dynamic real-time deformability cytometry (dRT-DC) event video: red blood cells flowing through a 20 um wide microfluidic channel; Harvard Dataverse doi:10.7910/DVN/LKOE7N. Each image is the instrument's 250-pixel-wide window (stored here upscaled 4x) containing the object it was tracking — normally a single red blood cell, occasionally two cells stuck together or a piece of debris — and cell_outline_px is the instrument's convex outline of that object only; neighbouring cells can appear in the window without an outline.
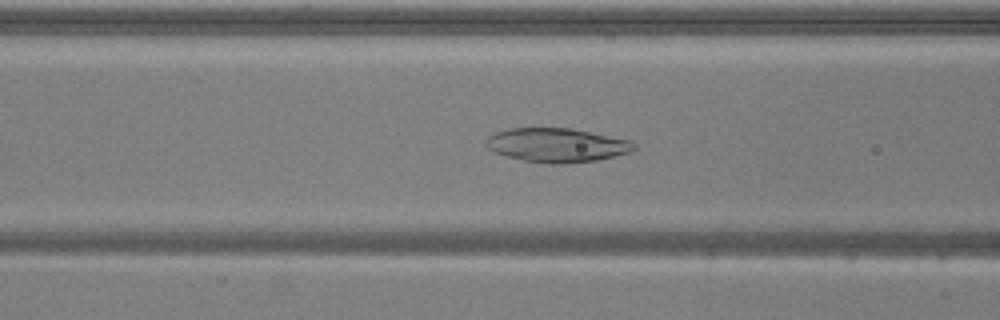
{"species": "common noctule bat (a hibernating species)", "species_latin": "Nyctalus noctula", "temperature_condition": "warm", "stored_images_in_passage": 42, "camera_frame_rate_fps": 3000, "um_per_image_px": 0.085, "animal": {"sex": "male", "body_mass_g": 20.5, "forearm_length_mm": 52.5}, "frame": {"image": 1, "passage_image": 10, "time_ms": 3.0, "image_size_px": [1000, 320], "cell_outline_px": [[636, 148], [628, 152], [596, 160], [560, 164], [548, 164], [524, 160], [492, 152], [484, 144], [488, 136], [496, 132], [508, 128], [572, 128], [632, 140], [636, 144]], "centroid_in_image_um": [47.31, 12.32], "position_along_channel_um": 119.3, "area_um2": 29.36}}
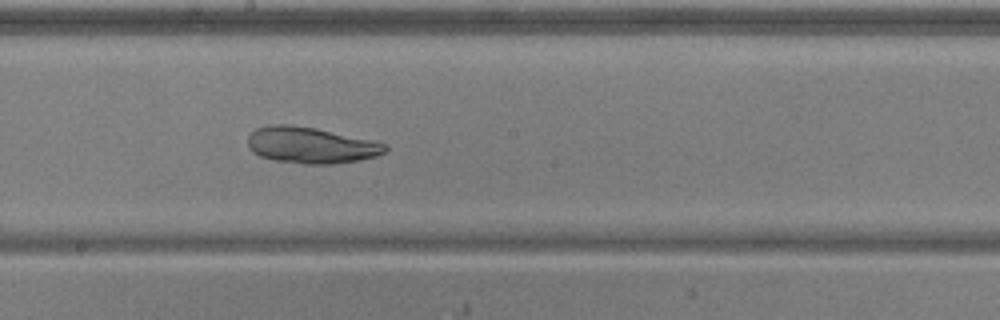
{"frame": {"image": 2, "passage_image": 18, "time_ms": 5.667, "image_size_px": [1000, 320], "cell_outline_px": [[388, 148], [384, 152], [376, 156], [360, 160], [332, 164], [304, 164], [276, 160], [260, 156], [252, 152], [248, 148], [248, 136], [256, 128], [268, 124], [288, 124], [316, 128], [372, 140], [388, 144]], "centroid_in_image_um": [26.41, 12.34], "position_along_channel_um": 221.8, "area_um2": 29.13}}
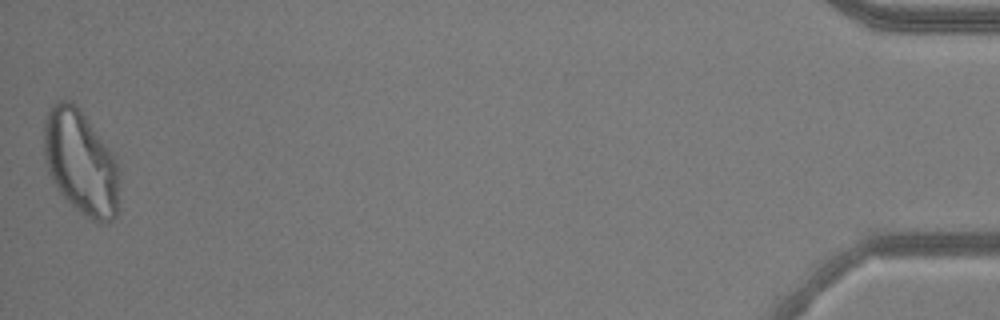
{"frame": {"image": 3, "passage_image": 42, "time_ms": 13.667, "image_size_px": [1000, 320], "cell_outline_px": [[120, 168], [116, 216], [112, 220], [100, 224], [84, 216], [56, 188], [48, 172], [44, 160], [44, 120], [48, 108], [52, 104], [60, 100], [72, 100], [112, 152]], "centroid_in_image_um": [6.85, 13.81], "position_along_channel_um": 428.3, "area_um2": 46.01}}